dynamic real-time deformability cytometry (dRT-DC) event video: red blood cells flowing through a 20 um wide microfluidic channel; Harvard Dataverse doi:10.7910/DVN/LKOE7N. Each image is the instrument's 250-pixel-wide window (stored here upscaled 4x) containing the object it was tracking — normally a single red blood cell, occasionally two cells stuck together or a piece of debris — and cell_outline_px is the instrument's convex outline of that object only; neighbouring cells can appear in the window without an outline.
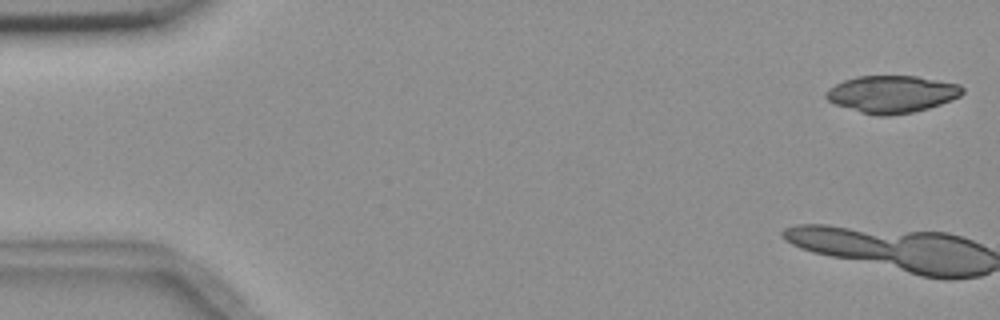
{"species": "common noctule bat (a hibernating species)", "species_latin": "Nyctalus noctula", "temperature_condition": "room temperature", "stored_images_in_passage": 7, "camera_frame_rate_fps": 3000, "um_per_image_px": 0.085, "animal": {"sex": "female", "body_mass_g": 18.4}, "frame": {"image": 1, "passage_image": 1, "time_ms": 0.0, "image_size_px": [1000, 320], "cell_outline_px": [[964, 92], [960, 96], [952, 100], [928, 108], [912, 112], [888, 116], [876, 116], [860, 112], [836, 104], [828, 100], [824, 96], [824, 92], [828, 88], [844, 80], [856, 76], [916, 76], [960, 84], [964, 88]], "centroid_in_image_um": [75.81, 8.0], "position_along_channel_um": 9.2, "area_um2": 29.65}}